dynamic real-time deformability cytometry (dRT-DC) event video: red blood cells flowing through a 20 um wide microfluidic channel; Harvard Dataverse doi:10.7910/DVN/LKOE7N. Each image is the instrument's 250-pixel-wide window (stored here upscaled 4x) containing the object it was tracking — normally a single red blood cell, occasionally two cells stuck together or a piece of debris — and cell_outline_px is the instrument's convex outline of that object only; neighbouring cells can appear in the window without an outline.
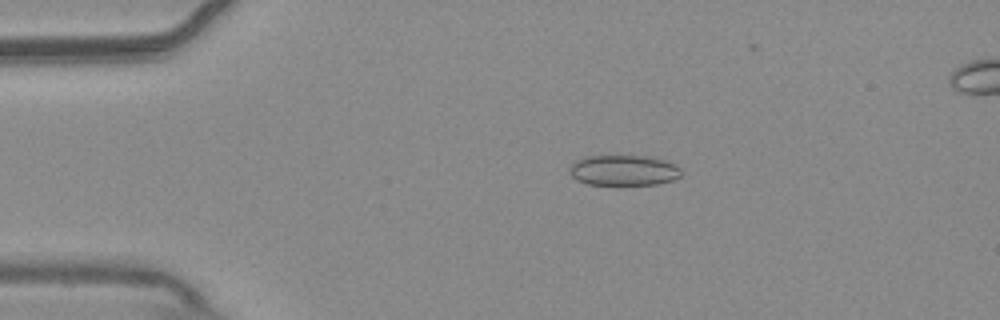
{"species": "common noctule bat (a hibernating species)", "species_latin": "Nyctalus noctula", "temperature_condition": "warm", "stored_images_in_passage": 54, "camera_frame_rate_fps": 3000, "um_per_image_px": 0.085, "animal": {"sex": "male", "body_mass_g": 20.4}, "frame": {"image": 1, "passage_image": 11, "time_ms": 3.333, "image_size_px": [1000, 320], "cell_outline_px": [[680, 176], [672, 180], [656, 184], [588, 184], [576, 180], [568, 172], [568, 168], [576, 160], [584, 156], [652, 156], [664, 160], [680, 168]], "centroid_in_image_um": [52.96, 14.47], "position_along_channel_um": 32.0, "area_um2": 19.77}}
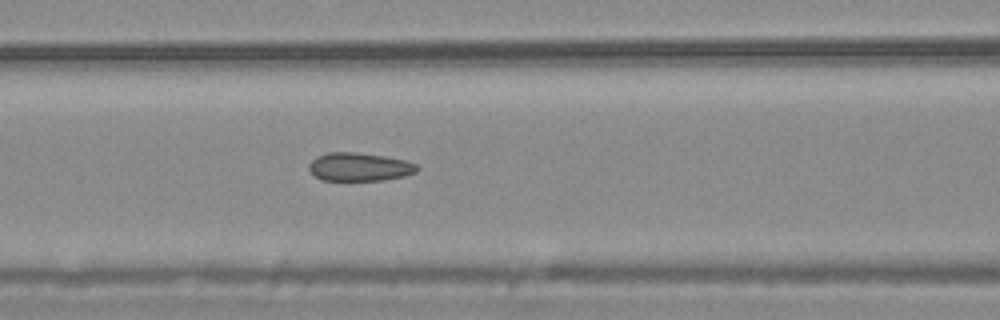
{"frame": {"image": 2, "passage_image": 23, "time_ms": 7.333, "image_size_px": [1000, 320], "cell_outline_px": [[420, 168], [416, 172], [404, 176], [384, 180], [320, 180], [308, 168], [308, 164], [316, 156], [328, 152], [356, 152], [384, 156], [404, 160], [416, 164]], "centroid_in_image_um": [30.54, 14.18], "position_along_channel_um": 136.1, "area_um2": 17.86}}
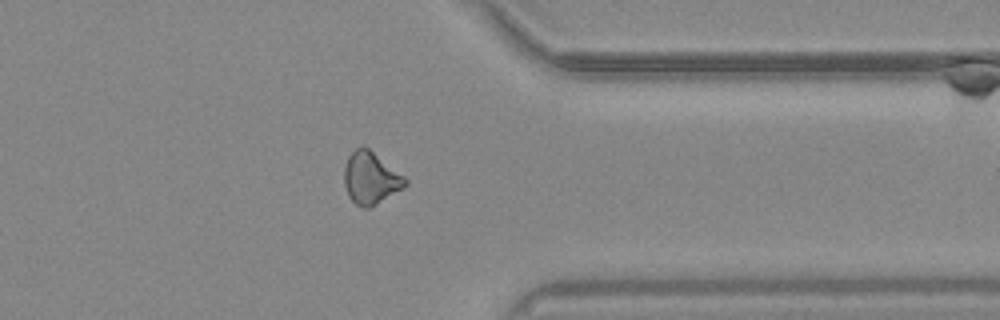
{"frame": {"image": 3, "passage_image": 43, "time_ms": 14.0, "image_size_px": [1000, 320], "cell_outline_px": [[408, 184], [404, 188], [368, 208], [364, 208], [356, 204], [348, 196], [344, 184], [344, 168], [348, 156], [356, 148], [364, 144], [404, 176], [408, 180]], "centroid_in_image_um": [31.5, 15.12], "position_along_channel_um": 379.9, "area_um2": 18.55}, "authors_computed_cell_mechanics": {"area_um2": 18.5249, "velocity_mm_per_s": 3.7555, "shape_relaxation_time_tau1_ms": null, "shape_relaxation_time_tau2_ms": 2.7108, "deformation_change_tau1": null, "deformation_change_tau2": 0.0755}}